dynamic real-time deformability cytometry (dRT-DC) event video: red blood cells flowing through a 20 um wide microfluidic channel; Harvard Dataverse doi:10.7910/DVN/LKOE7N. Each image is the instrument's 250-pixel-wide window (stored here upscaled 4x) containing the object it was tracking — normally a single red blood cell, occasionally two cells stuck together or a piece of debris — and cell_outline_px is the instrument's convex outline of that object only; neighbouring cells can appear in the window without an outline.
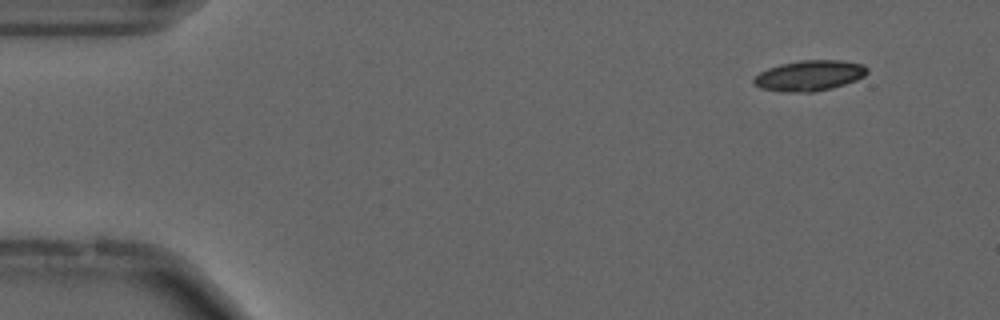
{"species": "common noctule bat (a hibernating species)", "species_latin": "Nyctalus noctula", "temperature_condition": "cold", "stored_images_in_passage": 55, "camera_frame_rate_fps": 3000, "um_per_image_px": 0.085, "animal": {"sex": "male", "forearm_length_mm": 52.5}, "frame": {"image": 1, "passage_image": 5, "time_ms": 1.333, "image_size_px": [1000, 320], "cell_outline_px": [[868, 72], [864, 76], [856, 80], [832, 88], [812, 92], [784, 92], [760, 88], [752, 84], [752, 80], [760, 72], [768, 68], [780, 64], [800, 60], [840, 60], [864, 64], [868, 68]], "centroid_in_image_um": [68.79, 6.42], "position_along_channel_um": 16.2, "area_um2": 20.29}}
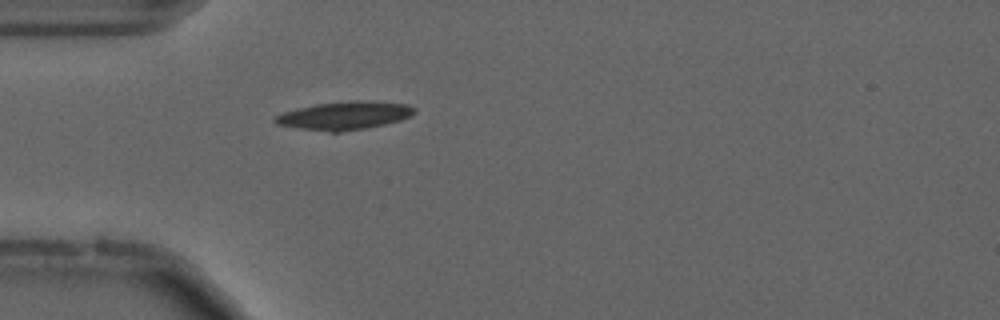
{"frame": {"image": 2, "passage_image": 16, "time_ms": 5.0, "image_size_px": [1000, 320], "cell_outline_px": [[416, 112], [412, 116], [400, 120], [384, 124], [364, 128], [340, 132], [328, 132], [296, 128], [276, 124], [272, 120], [276, 116], [284, 112], [316, 104], [352, 100], [360, 100], [408, 104], [416, 108]], "centroid_in_image_um": [29.3, 9.82], "position_along_channel_um": 55.7, "area_um2": 22.83}}
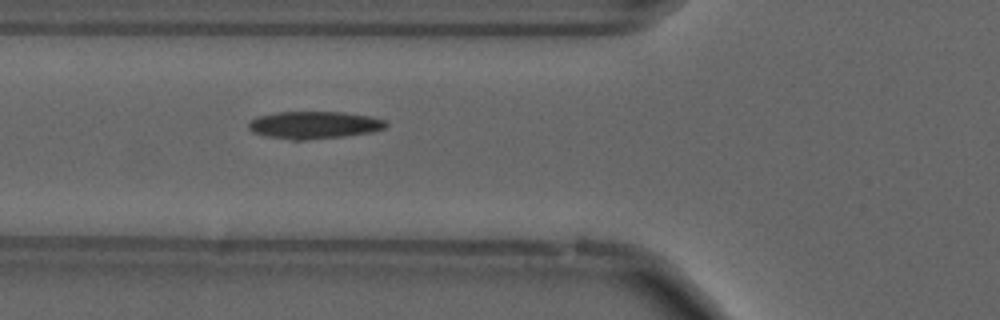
{"frame": {"image": 3, "passage_image": 20, "time_ms": 6.333, "image_size_px": [1000, 320], "cell_outline_px": [[388, 124], [384, 128], [372, 132], [344, 136], [304, 140], [292, 140], [264, 136], [252, 132], [248, 128], [248, 124], [256, 116], [276, 112], [344, 112], [372, 116], [384, 120]], "centroid_in_image_um": [26.68, 10.62], "position_along_channel_um": 99.1, "area_um2": 22.08}, "authors_computed_cell_mechanics": {"area_um2": 20.5768, "velocity_mm_per_s": 3.6921, "shape_relaxation_time_tau1_ms": null, "shape_relaxation_time_tau2_ms": 3.9256, "deformation_change_tau1": null, "deformation_change_tau2": 0.1267}}